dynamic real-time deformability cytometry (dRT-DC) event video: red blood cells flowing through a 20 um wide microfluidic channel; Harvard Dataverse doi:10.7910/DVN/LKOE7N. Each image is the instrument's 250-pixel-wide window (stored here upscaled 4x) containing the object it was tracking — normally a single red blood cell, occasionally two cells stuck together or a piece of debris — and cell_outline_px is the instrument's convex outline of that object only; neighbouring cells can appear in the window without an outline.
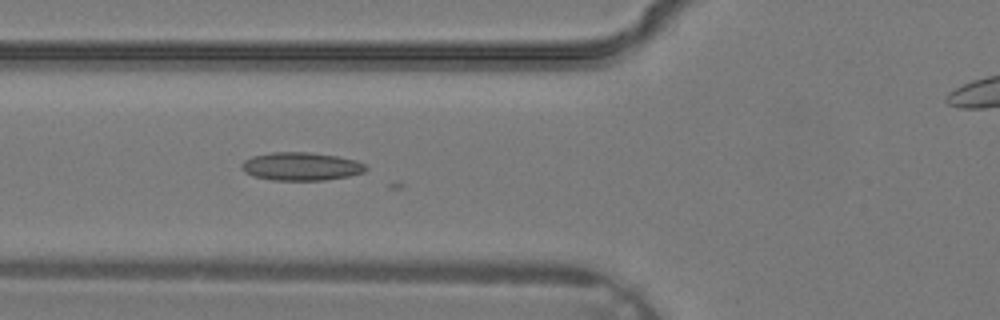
{"species": "common noctule bat (a hibernating species)", "species_latin": "Nyctalus noctula", "temperature_condition": "warm", "stored_images_in_passage": 21, "camera_frame_rate_fps": 3000, "um_per_image_px": 0.085, "animal": {"sex": "male", "body_mass_g": 19.2, "forearm_length_mm": 51.8}, "frame": {"image": 1, "passage_image": 14, "time_ms": 4.333, "image_size_px": [1000, 320], "cell_outline_px": [[368, 168], [364, 172], [348, 176], [324, 180], [272, 180], [252, 176], [244, 172], [240, 168], [240, 164], [244, 160], [252, 156], [272, 152], [308, 152], [336, 156], [356, 160], [364, 164]], "centroid_in_image_um": [25.55, 14.14], "position_along_channel_um": 100.3, "area_um2": 20.46}}
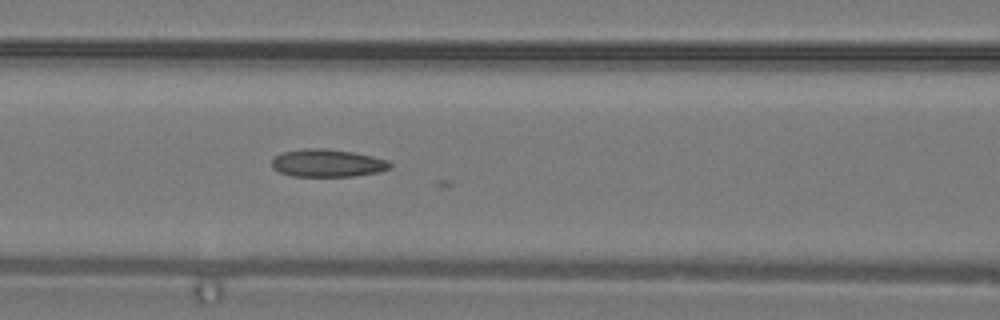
{"frame": {"image": 2, "passage_image": 16, "time_ms": 5.0, "image_size_px": [1000, 320], "cell_outline_px": [[392, 168], [380, 172], [352, 176], [292, 176], [280, 172], [272, 168], [272, 160], [276, 156], [284, 152], [304, 148], [324, 148], [352, 152], [372, 156], [388, 160], [392, 164]], "centroid_in_image_um": [27.86, 13.86], "position_along_channel_um": 138.7, "area_um2": 19.07}}
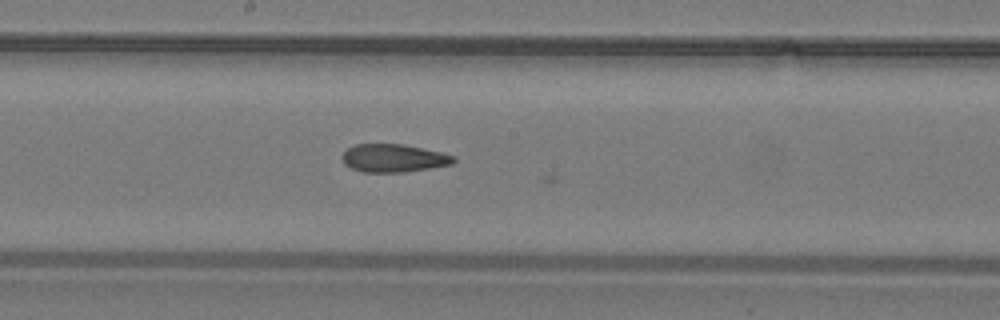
{"frame": {"image": 3, "passage_image": 20, "time_ms": 6.333, "image_size_px": [1000, 320], "cell_outline_px": [[456, 160], [452, 164], [404, 172], [364, 172], [352, 168], [344, 164], [340, 156], [348, 148], [356, 144], [404, 144], [440, 152], [456, 156]], "centroid_in_image_um": [33.44, 13.44], "position_along_channel_um": 214.8, "area_um2": 18.15}}